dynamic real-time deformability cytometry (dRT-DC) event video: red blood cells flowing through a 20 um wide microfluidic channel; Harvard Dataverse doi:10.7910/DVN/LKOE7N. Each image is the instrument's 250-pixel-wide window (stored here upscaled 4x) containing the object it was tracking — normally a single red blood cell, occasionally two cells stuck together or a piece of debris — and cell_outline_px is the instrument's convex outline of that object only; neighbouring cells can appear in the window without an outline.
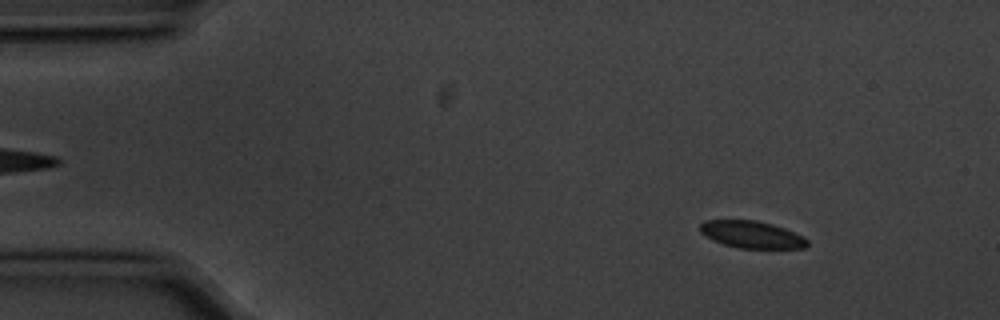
{"species": "common noctule bat (a hibernating species)", "species_latin": "Nyctalus noctula", "temperature_condition": "cold", "stored_images_in_passage": 4, "camera_frame_rate_fps": 3000, "um_per_image_px": 0.085, "animal": {"sex": "male", "body_mass_g": 20.1, "forearm_length_mm": 53.5}, "frame": {"image": 1, "passage_image": 1, "time_ms": 0.0, "image_size_px": [1000, 320], "cell_outline_px": [[808, 244], [804, 248], [736, 248], [712, 240], [704, 236], [700, 232], [700, 224], [704, 220], [756, 220], [772, 224], [784, 228], [804, 236], [808, 240]], "centroid_in_image_um": [63.88, 19.93], "position_along_channel_um": 21.1, "area_um2": 17.05}}
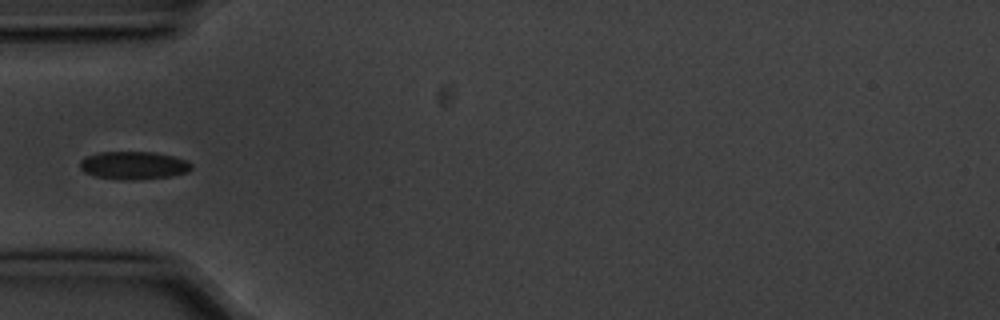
{"frame": {"image": 2, "passage_image": 4, "time_ms": 1.0, "image_size_px": [1000, 320], "cell_outline_px": [[192, 168], [188, 172], [172, 176], [136, 180], [120, 180], [96, 176], [84, 172], [80, 168], [80, 160], [84, 156], [100, 152], [156, 152], [188, 160], [192, 164]], "centroid_in_image_um": [11.37, 14.06], "position_along_channel_um": 73.6, "area_um2": 18.38}}